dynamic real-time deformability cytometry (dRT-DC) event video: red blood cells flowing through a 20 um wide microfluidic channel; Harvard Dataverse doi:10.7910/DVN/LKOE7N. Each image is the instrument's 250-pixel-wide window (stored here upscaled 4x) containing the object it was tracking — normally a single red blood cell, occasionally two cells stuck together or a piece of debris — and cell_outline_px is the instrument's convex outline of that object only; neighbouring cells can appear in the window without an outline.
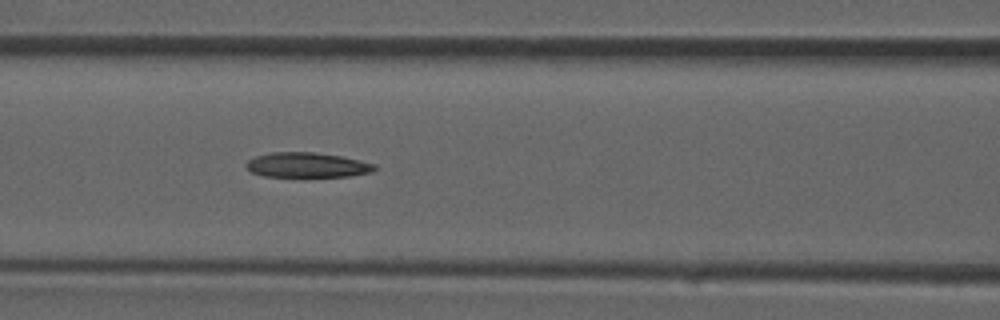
{"species": "common noctule bat (a hibernating species)", "species_latin": "Nyctalus noctula", "temperature_condition": "room temperature", "stored_images_in_passage": 37, "camera_frame_rate_fps": 3000, "um_per_image_px": 0.085, "animal": {"sex": "male", "forearm_length_mm": 52.5}, "frame": {"image": 1, "passage_image": 16, "time_ms": 5.0, "image_size_px": [1000, 320], "cell_outline_px": [[376, 168], [372, 172], [348, 176], [264, 176], [252, 172], [244, 168], [244, 164], [248, 160], [256, 156], [272, 152], [312, 152], [340, 156], [360, 160], [376, 164]], "centroid_in_image_um": [26.07, 14.02], "position_along_channel_um": 140.5, "area_um2": 18.55}}